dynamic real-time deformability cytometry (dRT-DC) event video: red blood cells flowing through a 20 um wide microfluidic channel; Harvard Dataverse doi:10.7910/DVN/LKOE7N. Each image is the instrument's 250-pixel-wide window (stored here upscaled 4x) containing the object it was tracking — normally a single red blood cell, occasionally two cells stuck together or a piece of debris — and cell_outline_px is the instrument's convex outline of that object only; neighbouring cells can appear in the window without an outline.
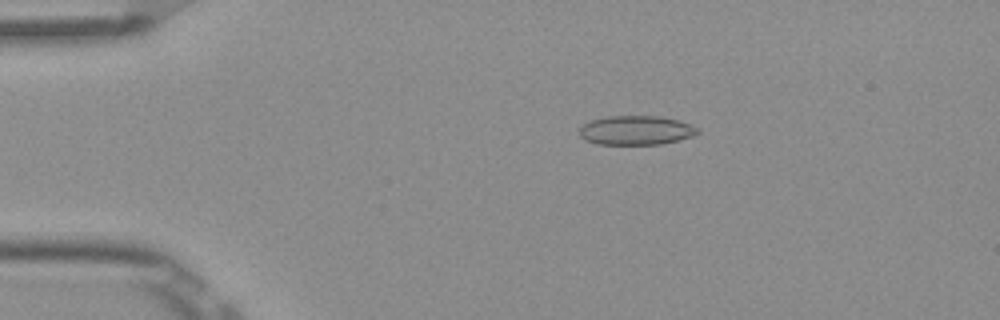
{"species": "Egyptian fruit bat (a non-hibernating species)", "species_latin": "Rousettus aegyptiacus", "temperature_condition": "room temperature", "stored_images_in_passage": 52, "camera_frame_rate_fps": 3000, "um_per_image_px": 0.085, "frame": {"image": 1, "passage_image": 10, "time_ms": 3.0, "image_size_px": [1000, 320], "cell_outline_px": [[700, 132], [692, 136], [660, 144], [596, 144], [584, 140], [580, 136], [580, 128], [584, 124], [592, 120], [608, 116], [660, 116], [680, 120], [692, 124], [700, 128]], "centroid_in_image_um": [54.09, 11.07], "position_along_channel_um": 30.9, "area_um2": 20.17}}
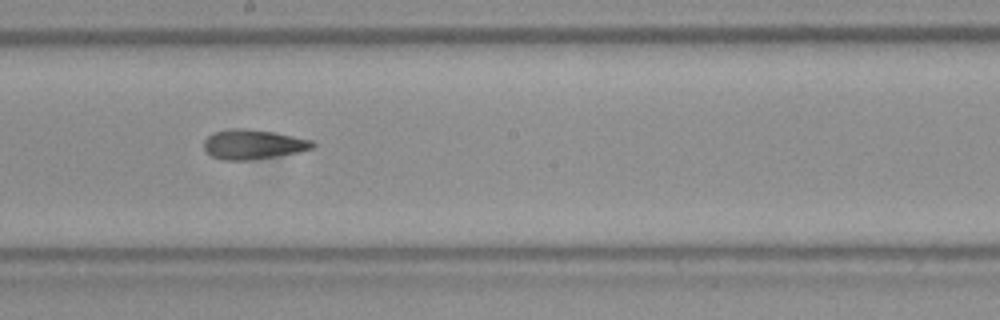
{"frame": {"image": 2, "passage_image": 29, "time_ms": 9.333, "image_size_px": [1000, 320], "cell_outline_px": [[316, 144], [312, 148], [300, 152], [276, 156], [248, 160], [224, 160], [212, 156], [204, 148], [204, 140], [208, 136], [216, 132], [228, 128], [248, 128], [272, 132], [312, 140]], "centroid_in_image_um": [21.51, 12.26], "position_along_channel_um": 226.7, "area_um2": 18.67}}
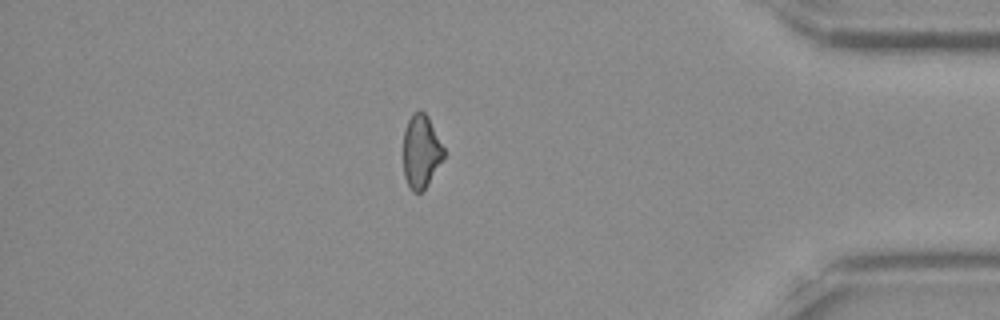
{"frame": {"image": 3, "passage_image": 45, "time_ms": 14.667, "image_size_px": [1000, 320], "cell_outline_px": [[444, 156], [428, 184], [420, 192], [412, 192], [404, 176], [404, 132], [408, 120], [412, 112], [416, 108], [420, 108], [428, 116], [444, 148]], "centroid_in_image_um": [35.78, 12.82], "position_along_channel_um": 399.4, "area_um2": 17.22}, "authors_computed_cell_mechanics": {"area_um2": 18.9006, "velocity_mm_per_s": 3.8982, "shape_relaxation_time_tau1_ms": null, "shape_relaxation_time_tau2_ms": 2.2575, "deformation_change_tau1": null, "deformation_change_tau2": 0.1146}}